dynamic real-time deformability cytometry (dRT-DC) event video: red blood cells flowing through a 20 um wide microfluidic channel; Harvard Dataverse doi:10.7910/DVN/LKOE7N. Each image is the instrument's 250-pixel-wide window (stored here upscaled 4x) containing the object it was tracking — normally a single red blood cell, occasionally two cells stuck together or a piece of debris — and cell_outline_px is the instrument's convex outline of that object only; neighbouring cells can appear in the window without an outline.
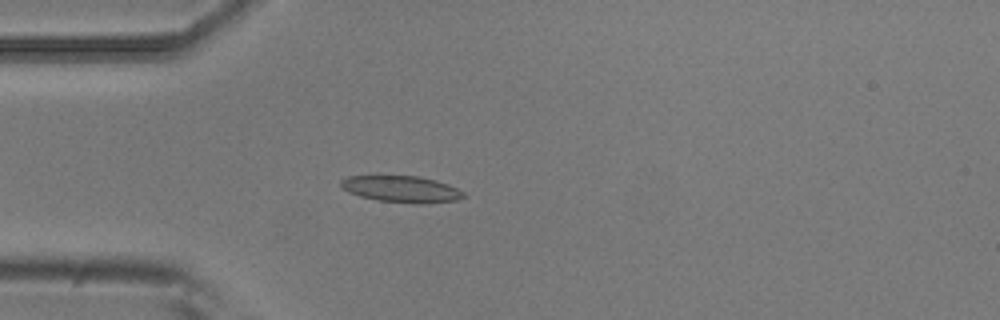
{"species": "common noctule bat (a hibernating species)", "species_latin": "Nyctalus noctula", "temperature_condition": "room temperature", "stored_images_in_passage": 4, "camera_frame_rate_fps": 3000, "um_per_image_px": 0.085, "animal": {"sex": "male", "body_mass_g": 20.5, "forearm_length_mm": 52.5}, "frame": {"image": 1, "passage_image": 4, "time_ms": 1.0, "image_size_px": [1000, 320], "cell_outline_px": [[468, 196], [456, 200], [424, 204], [416, 204], [380, 200], [360, 196], [348, 192], [340, 184], [340, 180], [348, 176], [380, 172], [420, 176], [436, 180], [448, 184], [464, 192]], "centroid_in_image_um": [34.08, 16.01], "position_along_channel_um": 50.9, "area_um2": 20.0}}